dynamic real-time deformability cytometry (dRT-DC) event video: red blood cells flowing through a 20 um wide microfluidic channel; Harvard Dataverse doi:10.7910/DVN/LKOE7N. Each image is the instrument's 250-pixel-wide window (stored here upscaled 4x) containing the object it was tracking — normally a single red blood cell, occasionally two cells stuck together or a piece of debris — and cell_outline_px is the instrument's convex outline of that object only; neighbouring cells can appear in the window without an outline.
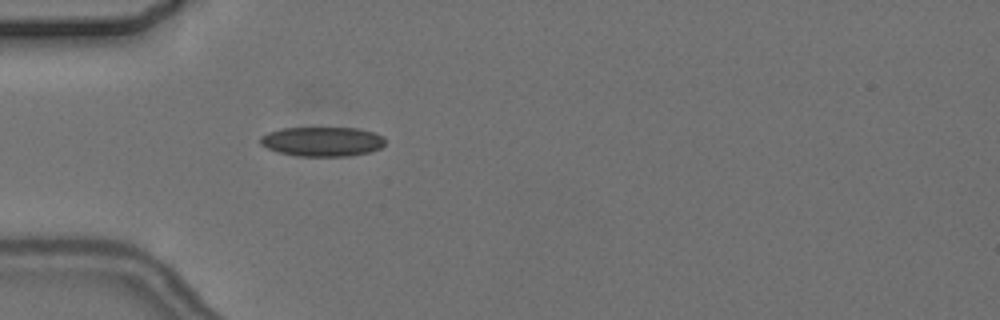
{"species": "common noctule bat (a hibernating species)", "species_latin": "Nyctalus noctula", "temperature_condition": "cold", "stored_images_in_passage": 4, "camera_frame_rate_fps": 3000, "um_per_image_px": 0.085, "animal": {"sex": "female", "body_mass_g": 24.6, "forearm_length_mm": 56.2}, "frame": {"image": 1, "passage_image": 4, "time_ms": 4.333, "image_size_px": [1000, 320], "cell_outline_px": [[388, 140], [380, 148], [368, 152], [348, 156], [296, 156], [280, 152], [268, 148], [260, 144], [260, 136], [268, 132], [280, 128], [356, 128], [372, 132], [384, 136]], "centroid_in_image_um": [27.4, 12.03], "position_along_channel_um": 57.6, "area_um2": 21.5}}